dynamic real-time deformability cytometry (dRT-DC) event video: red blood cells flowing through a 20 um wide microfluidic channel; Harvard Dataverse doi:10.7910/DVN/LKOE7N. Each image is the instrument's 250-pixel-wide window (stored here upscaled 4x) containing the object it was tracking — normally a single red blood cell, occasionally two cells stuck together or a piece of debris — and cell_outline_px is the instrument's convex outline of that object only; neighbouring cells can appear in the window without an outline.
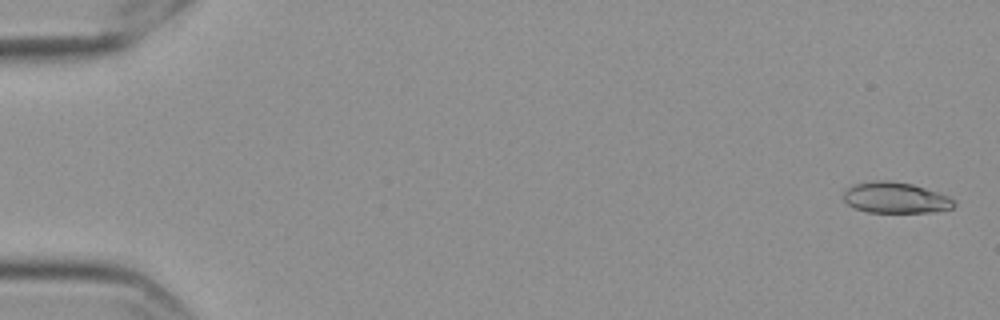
{"species": "Egyptian fruit bat (a non-hibernating species)", "species_latin": "Rousettus aegyptiacus", "temperature_condition": "cold", "stored_images_in_passage": 58, "camera_frame_rate_fps": 3000, "um_per_image_px": 0.085, "frame": {"image": 1, "passage_image": 2, "time_ms": 0.333, "image_size_px": [1000, 320], "cell_outline_px": [[956, 204], [952, 208], [932, 212], [868, 212], [856, 208], [848, 204], [844, 200], [844, 192], [852, 184], [872, 180], [888, 180], [912, 184], [948, 196]], "centroid_in_image_um": [76.09, 16.8], "position_along_channel_um": 8.9, "area_um2": 19.77}}
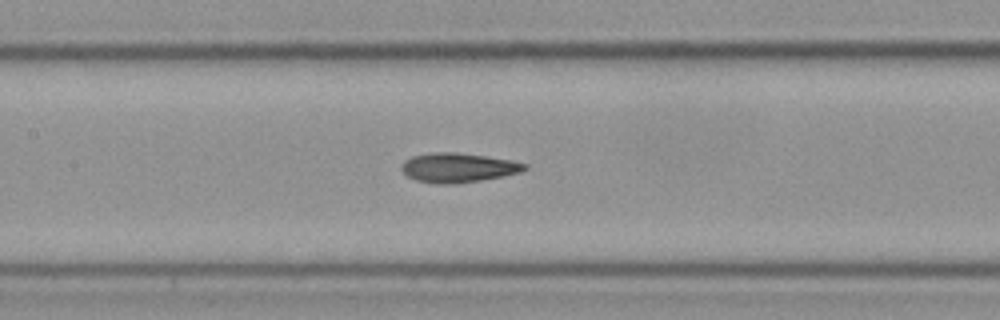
{"frame": {"image": 2, "passage_image": 28, "time_ms": 9.0, "image_size_px": [1000, 320], "cell_outline_px": [[528, 168], [520, 172], [504, 176], [456, 184], [436, 184], [416, 180], [408, 176], [400, 168], [400, 164], [404, 160], [412, 156], [432, 152], [452, 152], [484, 156], [512, 160], [528, 164]], "centroid_in_image_um": [38.92, 14.25], "position_along_channel_um": 168.5, "area_um2": 21.15}}
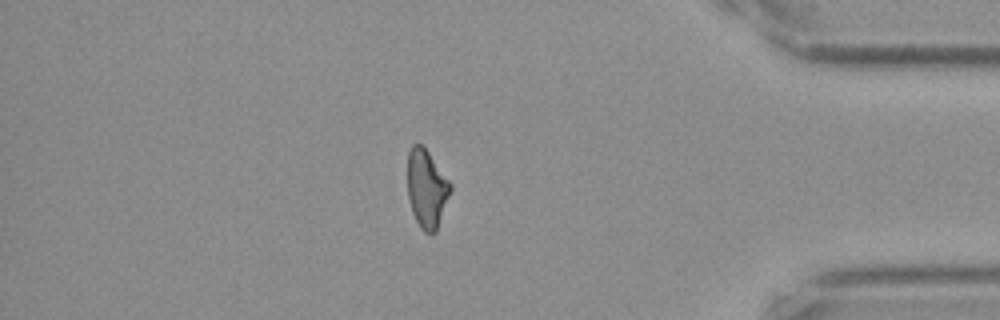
{"frame": {"image": 3, "passage_image": 50, "time_ms": 16.333, "image_size_px": [1000, 320], "cell_outline_px": [[452, 188], [436, 232], [424, 232], [420, 228], [412, 212], [408, 196], [408, 152], [412, 144], [420, 144], [428, 152], [452, 184]], "centroid_in_image_um": [36.27, 16.04], "position_along_channel_um": 398.9, "area_um2": 19.36}, "authors_computed_cell_mechanics": {"area_um2": 20.4034, "velocity_mm_per_s": 3.5703, "shape_relaxation_time_tau1_ms": 10.0632, "shape_relaxation_time_tau2_ms": 3.9395, "deformation_change_tau1": 0.2013, "deformation_change_tau2": 0.1144}}